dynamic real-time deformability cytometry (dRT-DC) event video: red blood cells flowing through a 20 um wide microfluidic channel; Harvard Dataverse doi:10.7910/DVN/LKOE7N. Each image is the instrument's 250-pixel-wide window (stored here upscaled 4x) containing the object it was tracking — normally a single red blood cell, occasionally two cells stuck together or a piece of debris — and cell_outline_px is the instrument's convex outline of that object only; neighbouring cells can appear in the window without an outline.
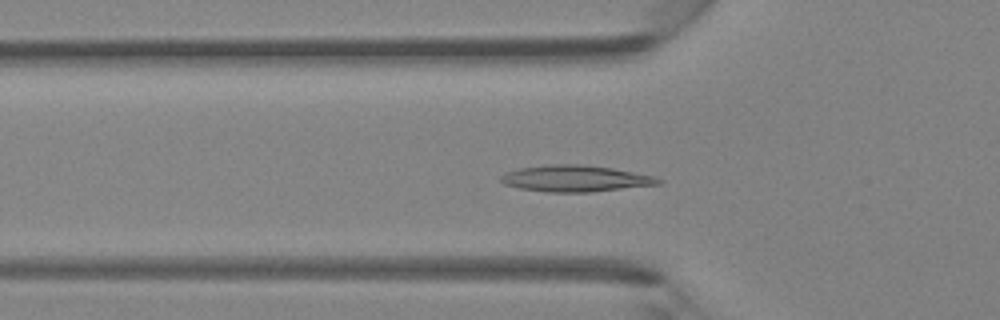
{"species": "Egyptian fruit bat (a non-hibernating species)", "species_latin": "Rousettus aegyptiacus", "temperature_condition": "room temperature", "stored_images_in_passage": 34, "camera_frame_rate_fps": 3000, "um_per_image_px": 0.085, "animal": {"sex": "female"}, "frame": {"image": 1, "passage_image": 3, "time_ms": 0.667, "image_size_px": [1000, 320], "cell_outline_px": [[664, 180], [660, 184], [592, 192], [548, 192], [520, 188], [504, 184], [500, 180], [500, 176], [504, 172], [520, 168], [548, 164], [580, 164], [612, 168], [656, 176]], "centroid_in_image_um": [48.92, 15.17], "position_along_channel_um": 76.9, "area_um2": 24.33}}
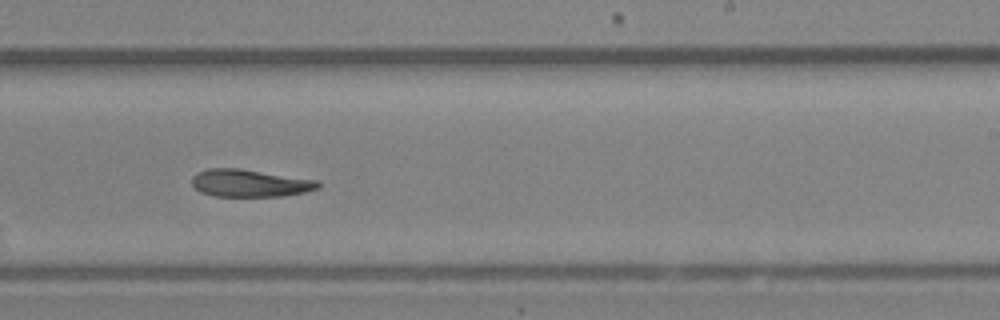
{"frame": {"image": 2, "passage_image": 16, "time_ms": 5.0, "image_size_px": [1000, 320], "cell_outline_px": [[320, 188], [308, 192], [284, 196], [212, 196], [200, 192], [192, 184], [192, 176], [196, 172], [208, 168], [236, 168], [316, 180], [320, 184]], "centroid_in_image_um": [21.22, 15.57], "position_along_channel_um": 267.8, "area_um2": 20.17}}
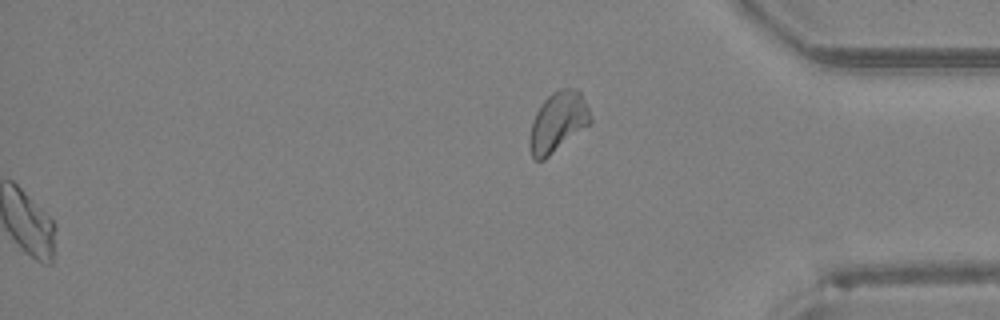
{"frame": {"image": 3, "passage_image": 34, "time_ms": 11.0, "image_size_px": [1000, 320], "cell_outline_px": [[592, 120], [588, 124], [544, 160], [536, 160], [532, 156], [528, 144], [528, 140], [532, 120], [536, 112], [544, 100], [552, 92], [560, 88], [576, 88], [580, 92], [588, 108]], "centroid_in_image_um": [47.38, 10.36], "position_along_channel_um": 387.8, "area_um2": 20.98}}